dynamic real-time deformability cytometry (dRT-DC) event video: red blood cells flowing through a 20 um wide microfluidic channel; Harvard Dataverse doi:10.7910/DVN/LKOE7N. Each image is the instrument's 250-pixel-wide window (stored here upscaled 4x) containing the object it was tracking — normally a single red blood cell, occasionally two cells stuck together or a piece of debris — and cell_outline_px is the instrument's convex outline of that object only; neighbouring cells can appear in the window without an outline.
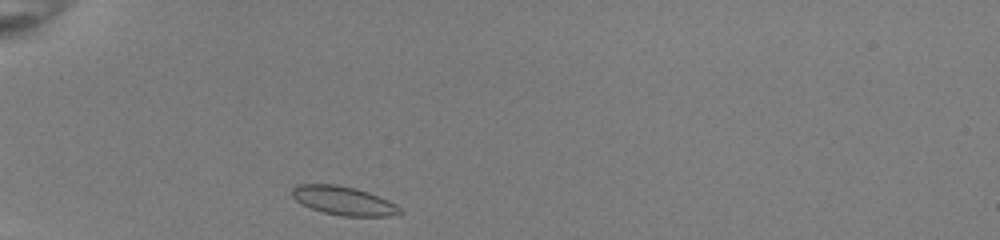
{"species": "common noctule bat (a hibernating species)", "species_latin": "Nyctalus noctula", "temperature_condition": "room temperature", "stored_images_in_passage": 31, "camera_frame_rate_fps": 3000, "um_per_image_px": 0.085, "animal": {"sex": "female", "body_mass_g": 22.0, "forearm_length_mm": 56.7}, "frame": {"image": 1, "passage_image": 1, "time_ms": 0.0, "image_size_px": [1000, 240], "cell_outline_px": [[404, 212], [388, 216], [344, 216], [324, 212], [300, 204], [292, 196], [292, 188], [296, 184], [336, 184], [356, 188], [368, 192], [388, 200], [396, 204]], "centroid_in_image_um": [29.19, 17.05], "position_along_channel_um": 55.8, "area_um2": 18.03}}
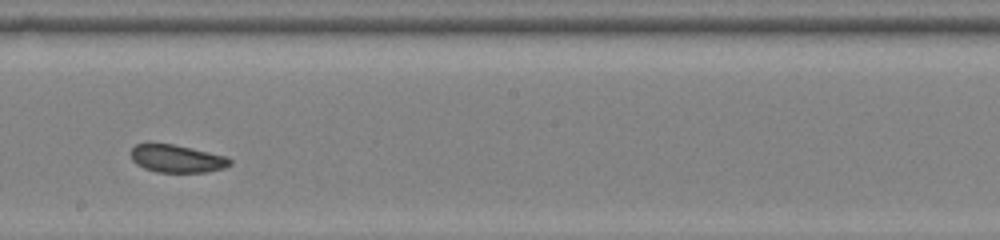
{"frame": {"image": 2, "passage_image": 16, "time_ms": 5.0, "image_size_px": [1000, 240], "cell_outline_px": [[232, 164], [224, 168], [204, 172], [156, 172], [144, 168], [136, 164], [132, 160], [132, 148], [136, 144], [172, 144], [228, 156], [232, 160]], "centroid_in_image_um": [15.07, 13.49], "position_along_channel_um": 233.1, "area_um2": 15.9}}
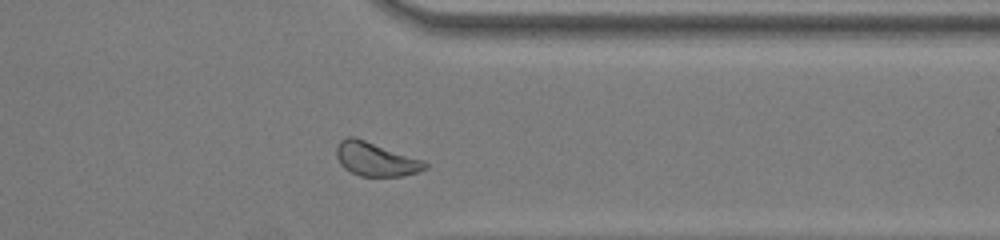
{"frame": {"image": 3, "passage_image": 27, "time_ms": 8.667, "image_size_px": [1000, 240], "cell_outline_px": [[428, 168], [416, 172], [400, 176], [360, 176], [344, 168], [340, 164], [336, 156], [336, 148], [340, 140], [348, 136], [356, 136], [424, 160], [428, 164]], "centroid_in_image_um": [31.93, 13.51], "position_along_channel_um": 379.5, "area_um2": 17.63}, "authors_computed_cell_mechanics": {"area_um2": 16.7042, "velocity_mm_per_s": 3.9751, "shape_relaxation_time_tau1_ms": 8.2305, "shape_relaxation_time_tau2_ms": 1.7671, "deformation_change_tau1": 0.1409, "deformation_change_tau2": 0.0598}}